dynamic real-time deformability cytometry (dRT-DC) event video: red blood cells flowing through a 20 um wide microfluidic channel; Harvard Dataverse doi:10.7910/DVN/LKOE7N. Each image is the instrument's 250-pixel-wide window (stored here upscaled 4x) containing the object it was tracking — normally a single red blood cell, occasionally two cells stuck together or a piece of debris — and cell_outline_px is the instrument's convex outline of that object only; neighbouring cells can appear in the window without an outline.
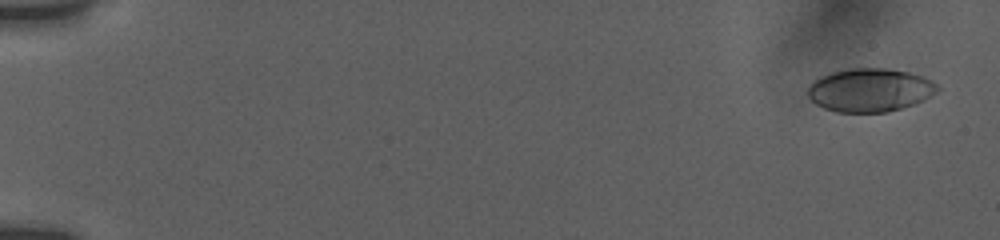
{"species": "human", "species_latin": "Homo sapiens", "temperature_condition": "room temperature", "stored_images_in_passage": 14, "camera_frame_rate_fps": 3000, "um_per_image_px": 0.085, "donor": {"sex": "female"}, "frame": {"image": 1, "passage_image": 2, "time_ms": 0.667, "image_size_px": [1000, 240], "cell_outline_px": [[940, 88], [936, 92], [924, 100], [916, 104], [884, 112], [836, 112], [824, 108], [816, 104], [808, 96], [808, 88], [820, 76], [832, 72], [856, 68], [884, 68], [908, 72], [924, 76], [932, 80]], "centroid_in_image_um": [73.97, 7.66], "position_along_channel_um": 11.0, "area_um2": 32.6}}
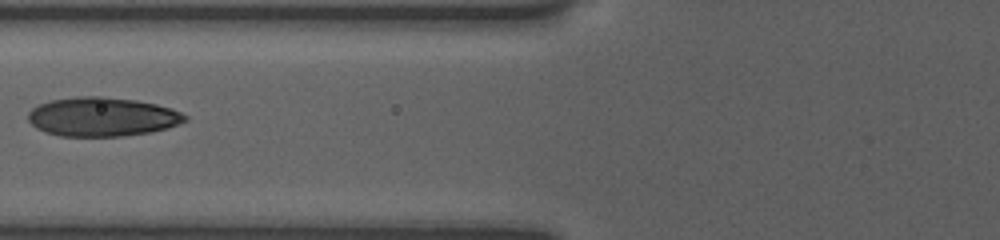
{"frame": {"image": 2, "passage_image": 11, "time_ms": 8.0, "image_size_px": [1000, 240], "cell_outline_px": [[188, 120], [164, 128], [148, 132], [120, 136], [60, 136], [36, 128], [28, 120], [28, 112], [32, 108], [40, 104], [52, 100], [80, 96], [104, 96], [136, 100], [156, 104], [172, 108], [188, 116]], "centroid_in_image_um": [8.68, 9.92], "position_along_channel_um": 117.1, "area_um2": 35.43}}
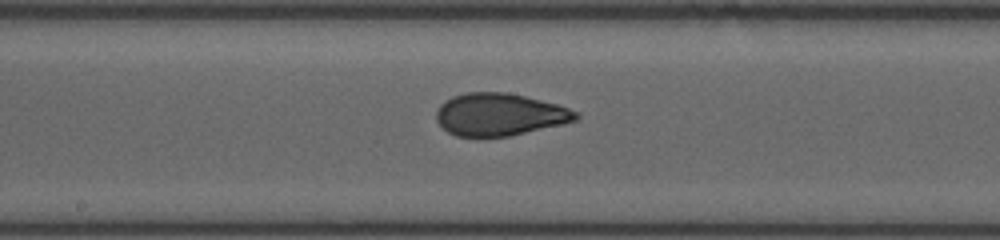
{"frame": {"image": 3, "passage_image": 14, "time_ms": 10.333, "image_size_px": [1000, 240], "cell_outline_px": [[580, 116], [576, 120], [564, 124], [508, 136], [456, 136], [448, 132], [436, 120], [436, 112], [440, 104], [444, 100], [452, 96], [464, 92], [504, 92], [524, 96], [556, 104], [580, 112]], "centroid_in_image_um": [42.46, 9.72], "position_along_channel_um": 205.7, "area_um2": 34.45}}